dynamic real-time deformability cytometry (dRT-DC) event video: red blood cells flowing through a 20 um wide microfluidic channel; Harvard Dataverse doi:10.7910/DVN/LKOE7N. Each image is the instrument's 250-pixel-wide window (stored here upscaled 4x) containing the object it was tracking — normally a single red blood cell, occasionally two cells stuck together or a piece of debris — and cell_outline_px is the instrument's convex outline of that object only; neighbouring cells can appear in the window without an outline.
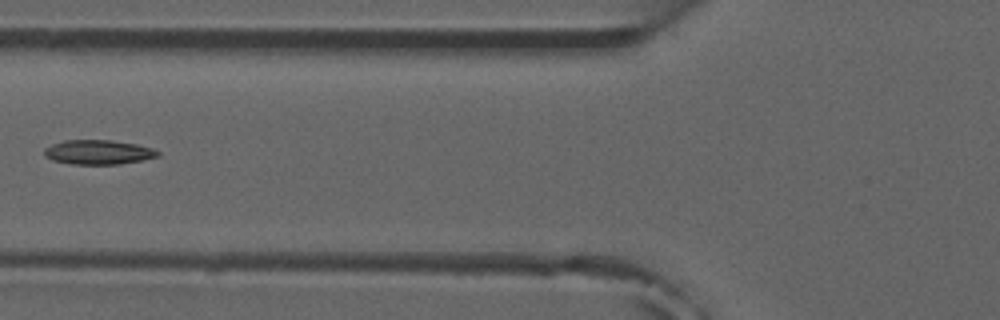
{"species": "common noctule bat (a hibernating species)", "species_latin": "Nyctalus noctula", "temperature_condition": "room temperature", "stored_images_in_passage": 6, "camera_frame_rate_fps": 3000, "um_per_image_px": 0.085, "animal": {"sex": "male", "forearm_length_mm": 52.5}, "frame": {"image": 1, "passage_image": 5, "time_ms": 5.333, "image_size_px": [1000, 320], "cell_outline_px": [[160, 156], [140, 160], [116, 164], [72, 164], [52, 160], [44, 156], [44, 148], [52, 144], [64, 140], [112, 140], [136, 144], [152, 148], [160, 152]], "centroid_in_image_um": [8.33, 12.93], "position_along_channel_um": 117.5, "area_um2": 16.13}}
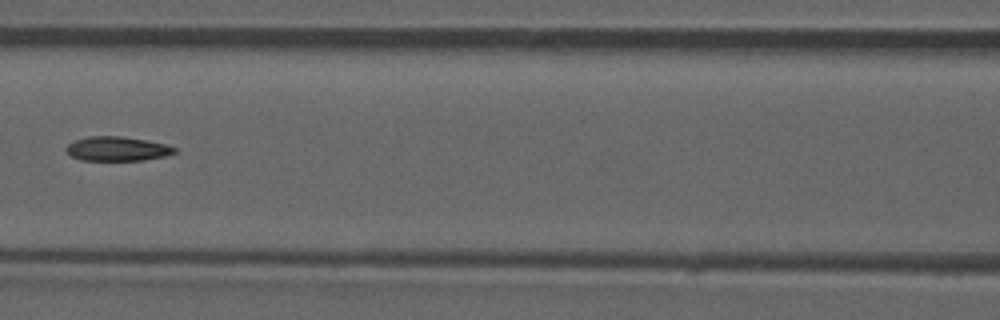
{"frame": {"image": 2, "passage_image": 6, "time_ms": 6.333, "image_size_px": [1000, 320], "cell_outline_px": [[176, 152], [164, 156], [144, 160], [80, 160], [72, 156], [64, 148], [68, 144], [76, 140], [88, 136], [120, 136], [144, 140], [164, 144], [176, 148]], "centroid_in_image_um": [9.93, 12.65], "position_along_channel_um": 156.7, "area_um2": 15.14}}